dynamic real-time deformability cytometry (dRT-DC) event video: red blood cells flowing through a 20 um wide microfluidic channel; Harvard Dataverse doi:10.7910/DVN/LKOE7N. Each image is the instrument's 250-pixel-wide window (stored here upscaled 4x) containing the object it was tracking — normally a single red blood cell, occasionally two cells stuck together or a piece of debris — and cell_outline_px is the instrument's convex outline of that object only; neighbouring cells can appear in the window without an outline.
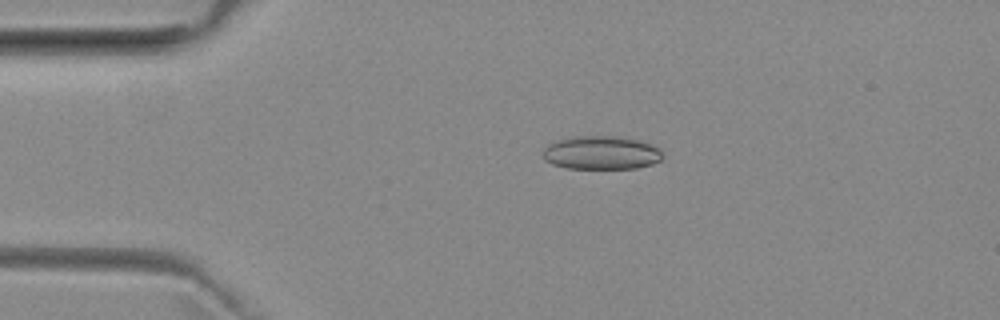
{"species": "common noctule bat (a hibernating species)", "species_latin": "Nyctalus noctula", "temperature_condition": "room temperature", "stored_images_in_passage": 51, "camera_frame_rate_fps": 3000, "um_per_image_px": 0.085, "animal": {"sex": "female", "body_mass_g": 29.2, "forearm_length_mm": 56.3}, "frame": {"image": 1, "passage_image": 10, "time_ms": 3.0, "image_size_px": [1000, 320], "cell_outline_px": [[664, 156], [660, 160], [652, 164], [636, 168], [564, 168], [552, 164], [544, 160], [540, 152], [548, 144], [556, 140], [572, 136], [616, 136], [640, 140], [652, 144], [660, 148]], "centroid_in_image_um": [51.08, 12.97], "position_along_channel_um": 33.9, "area_um2": 23.76}}
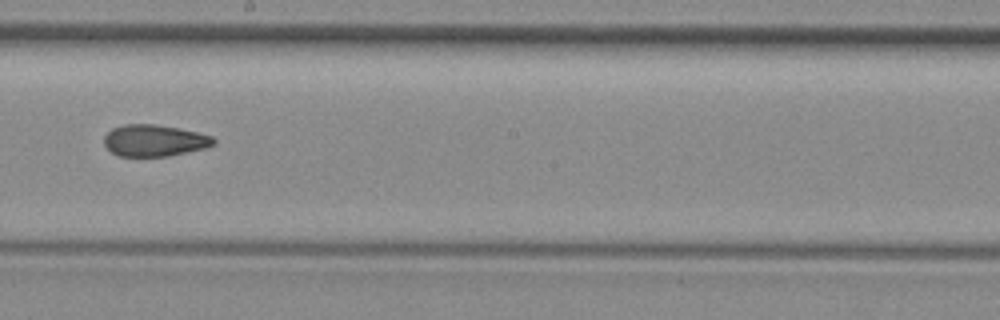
{"frame": {"image": 2, "passage_image": 28, "time_ms": 9.0, "image_size_px": [1000, 320], "cell_outline_px": [[216, 144], [208, 148], [168, 156], [120, 156], [112, 152], [104, 144], [104, 136], [112, 128], [124, 124], [156, 124], [180, 128], [212, 136], [216, 140]], "centroid_in_image_um": [13.16, 11.94], "position_along_channel_um": 235.0, "area_um2": 20.35}}
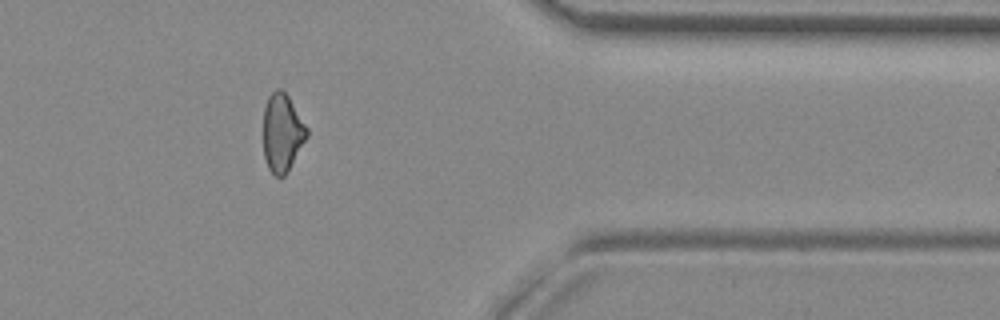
{"frame": {"image": 3, "passage_image": 41, "time_ms": 13.333, "image_size_px": [1000, 320], "cell_outline_px": [[308, 136], [288, 172], [284, 176], [276, 176], [268, 168], [264, 156], [264, 108], [268, 96], [276, 88], [280, 88], [288, 96], [308, 128]], "centroid_in_image_um": [24.0, 11.28], "position_along_channel_um": 387.4, "area_um2": 19.77}, "authors_computed_cell_mechanics": {"area_um2": 20.808, "velocity_mm_per_s": 4.0057, "shape_relaxation_time_tau1_ms": null, "shape_relaxation_time_tau2_ms": 3.8746, "deformation_change_tau1": null, "deformation_change_tau2": 0.1105}}